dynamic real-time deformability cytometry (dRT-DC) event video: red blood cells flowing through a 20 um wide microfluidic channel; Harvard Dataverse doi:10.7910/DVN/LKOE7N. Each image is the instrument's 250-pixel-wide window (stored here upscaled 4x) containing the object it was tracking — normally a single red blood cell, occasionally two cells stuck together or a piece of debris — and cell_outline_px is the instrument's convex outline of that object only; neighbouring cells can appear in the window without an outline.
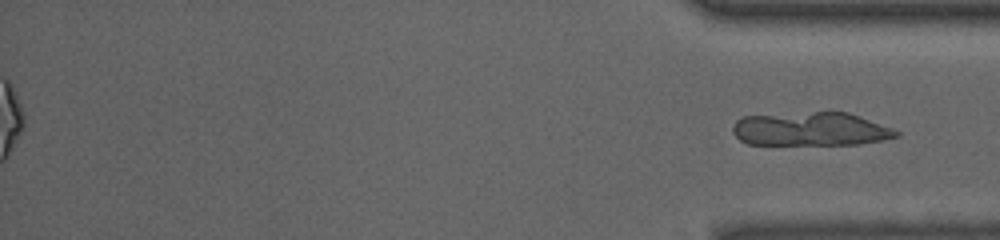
{"species": "common noctule bat (a hibernating species)", "species_latin": "Nyctalus noctula", "temperature_condition": "room temperature", "stored_images_in_passage": 53, "segment_of_instrument_passage": [2, 2], "camera_frame_rate_fps": 3000, "um_per_image_px": 0.085, "animal": {"sex": "male", "body_mass_g": 13.0, "forearm_length_mm": 53.1}, "frame": {"image": 1, "passage_image": 53, "time_ms": 17.333, "image_size_px": [1000, 240], "cell_outline_px": [[900, 136], [884, 140], [860, 144], [748, 144], [740, 140], [732, 132], [732, 124], [736, 120], [744, 116], [812, 112], [848, 112], [892, 128], [900, 132]], "centroid_in_image_um": [68.91, 10.97], "position_along_channel_um": 366.3, "area_um2": 32.02}}